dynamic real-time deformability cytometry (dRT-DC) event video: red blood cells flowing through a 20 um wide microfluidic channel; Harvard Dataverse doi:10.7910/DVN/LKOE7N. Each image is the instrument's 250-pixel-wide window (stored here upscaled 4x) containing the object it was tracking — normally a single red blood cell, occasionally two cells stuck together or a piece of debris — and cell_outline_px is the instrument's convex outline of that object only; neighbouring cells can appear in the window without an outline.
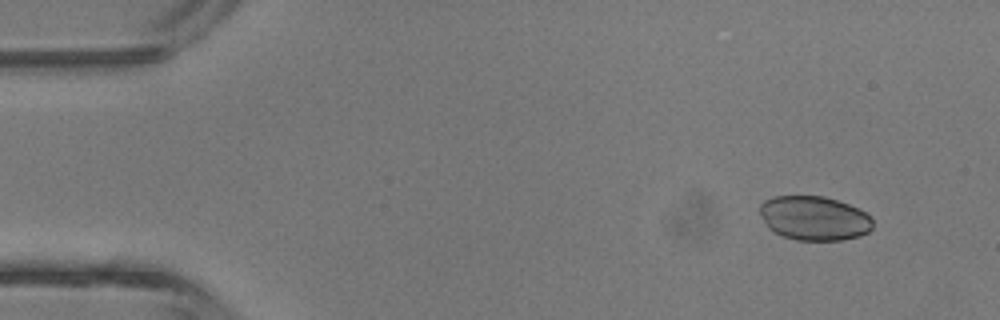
{"species": "common noctule bat (a hibernating species)", "species_latin": "Nyctalus noctula", "temperature_condition": "room temperature", "stored_images_in_passage": 5, "camera_frame_rate_fps": 3000, "um_per_image_px": 0.085, "animal": {"sex": "male", "body_mass_g": 13.3}, "frame": {"image": 1, "passage_image": 1, "time_ms": 0.0, "image_size_px": [1000, 320], "cell_outline_px": [[872, 228], [868, 232], [856, 236], [840, 240], [796, 240], [784, 236], [768, 228], [760, 212], [760, 204], [764, 200], [772, 196], [824, 196], [848, 204], [872, 216]], "centroid_in_image_um": [69.19, 18.54], "position_along_channel_um": 15.8, "area_um2": 28.9}}
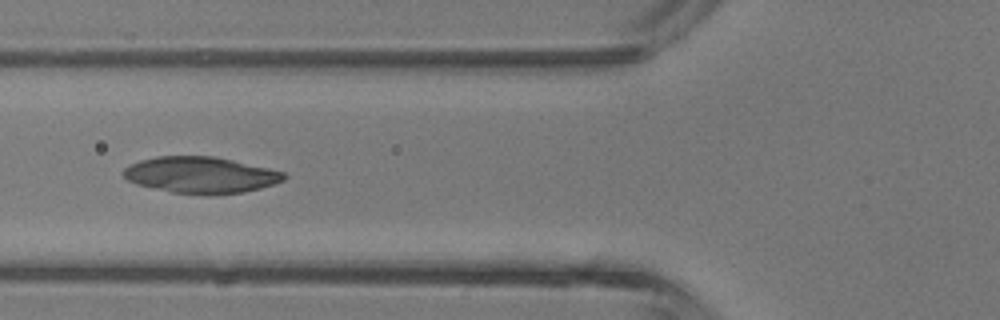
{"frame": {"image": 2, "passage_image": 5, "time_ms": 4.333, "image_size_px": [1000, 320], "cell_outline_px": [[288, 176], [284, 180], [276, 184], [244, 192], [212, 196], [208, 196], [172, 192], [136, 184], [128, 180], [120, 172], [124, 168], [140, 160], [156, 156], [212, 156], [232, 160], [268, 168], [284, 172]], "centroid_in_image_um": [17.07, 14.89], "position_along_channel_um": 108.7, "area_um2": 34.28}}